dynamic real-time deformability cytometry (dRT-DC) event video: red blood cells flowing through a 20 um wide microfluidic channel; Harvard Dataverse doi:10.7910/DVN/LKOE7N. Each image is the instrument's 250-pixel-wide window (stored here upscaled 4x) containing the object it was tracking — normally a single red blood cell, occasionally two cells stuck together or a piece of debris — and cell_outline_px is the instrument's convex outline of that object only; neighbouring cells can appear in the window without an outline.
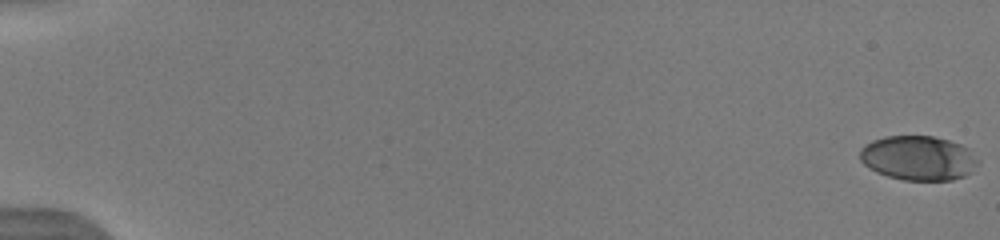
{"species": "human", "species_latin": "Homo sapiens", "temperature_condition": "warm", "stored_images_in_passage": 42, "camera_frame_rate_fps": 3000, "um_per_image_px": 0.085, "donor": {"sex": "male"}, "frame": {"image": 1, "passage_image": 1, "time_ms": 0.0, "image_size_px": [1000, 240], "cell_outline_px": [[980, 164], [964, 176], [952, 180], [904, 180], [888, 176], [876, 172], [868, 168], [860, 160], [860, 148], [864, 144], [872, 140], [884, 136], [932, 136], [948, 140], [960, 144], [968, 148], [980, 160]], "centroid_in_image_um": [78.05, 13.43], "position_along_channel_um": 6.9, "area_um2": 30.87}}
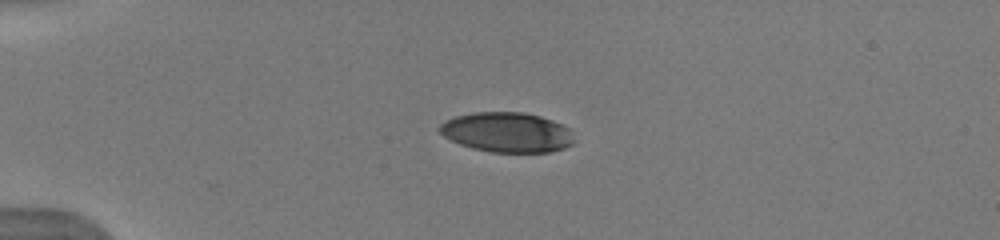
{"frame": {"image": 2, "passage_image": 16, "time_ms": 4.667, "image_size_px": [1000, 240], "cell_outline_px": [[572, 144], [564, 148], [548, 152], [492, 152], [472, 148], [460, 144], [444, 136], [436, 128], [444, 120], [456, 116], [472, 112], [524, 112], [540, 116], [552, 120], [568, 128], [572, 140]], "centroid_in_image_um": [43.04, 11.24], "position_along_channel_um": 42.0, "area_um2": 31.15}}
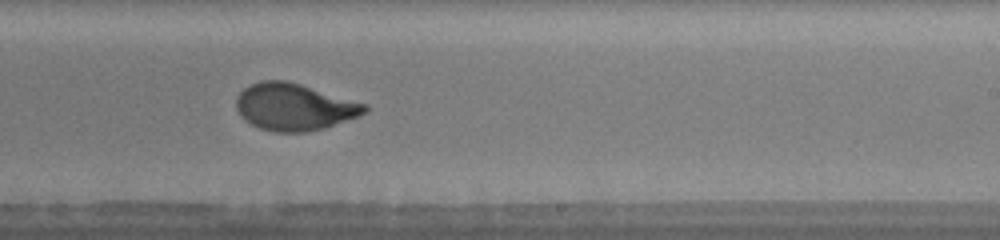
{"frame": {"image": 3, "passage_image": 34, "time_ms": 11.333, "image_size_px": [1000, 240], "cell_outline_px": [[368, 112], [360, 116], [324, 128], [304, 132], [276, 132], [260, 128], [244, 120], [240, 116], [236, 108], [236, 96], [244, 88], [260, 80], [288, 80], [368, 104]], "centroid_in_image_um": [25.02, 9.08], "position_along_channel_um": 264.0, "area_um2": 35.43}}